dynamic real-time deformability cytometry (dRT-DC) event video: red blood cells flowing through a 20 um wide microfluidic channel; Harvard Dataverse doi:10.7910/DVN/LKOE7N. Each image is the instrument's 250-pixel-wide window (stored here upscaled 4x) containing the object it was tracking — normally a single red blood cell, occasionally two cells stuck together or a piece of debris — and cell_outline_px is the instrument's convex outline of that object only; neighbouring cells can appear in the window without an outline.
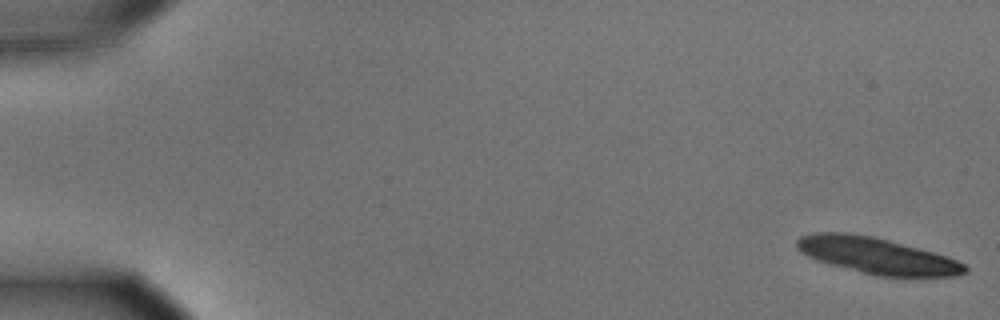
{"species": "common noctule bat (a hibernating species)", "species_latin": "Nyctalus noctula", "temperature_condition": "cold", "stored_images_in_passage": 17, "camera_frame_rate_fps": 3000, "um_per_image_px": 0.085, "animal": {"sex": "male", "body_mass_g": 15.6}, "frame": {"image": 1, "passage_image": 1, "time_ms": 0.0, "image_size_px": [1000, 320], "cell_outline_px": [[968, 272], [952, 276], [876, 276], [828, 264], [816, 260], [800, 252], [796, 248], [796, 240], [800, 236], [812, 232], [848, 232], [872, 236], [888, 240], [932, 252], [956, 260], [964, 264], [968, 268]], "centroid_in_image_um": [74.46, 21.72], "position_along_channel_um": 10.5, "area_um2": 35.37}}